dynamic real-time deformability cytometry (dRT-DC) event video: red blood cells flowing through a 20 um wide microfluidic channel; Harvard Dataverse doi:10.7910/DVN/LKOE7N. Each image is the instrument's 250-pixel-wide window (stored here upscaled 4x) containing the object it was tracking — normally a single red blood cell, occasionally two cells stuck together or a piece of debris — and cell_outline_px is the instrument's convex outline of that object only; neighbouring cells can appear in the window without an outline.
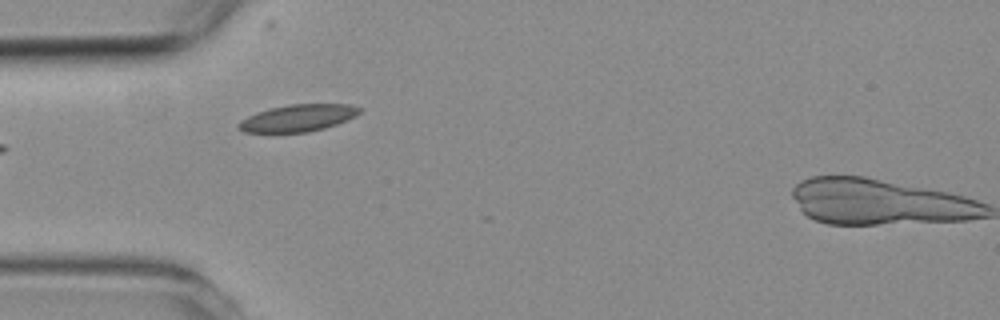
{"species": "common noctule bat (a hibernating species)", "species_latin": "Nyctalus noctula", "temperature_condition": "room temperature", "stored_images_in_passage": 5, "camera_frame_rate_fps": 3000, "um_per_image_px": 0.085, "animal": {"sex": "female", "body_mass_g": 19.3, "forearm_length_mm": 54.1}, "frame": {"image": 1, "passage_image": 1, "time_ms": 0.0, "image_size_px": [1000, 320], "cell_outline_px": [[364, 108], [356, 116], [336, 124], [324, 128], [308, 132], [244, 132], [236, 128], [236, 124], [240, 120], [256, 112], [268, 108], [288, 104], [352, 104]], "centroid_in_image_um": [25.32, 10.02], "position_along_channel_um": 59.7, "area_um2": 19.25}}
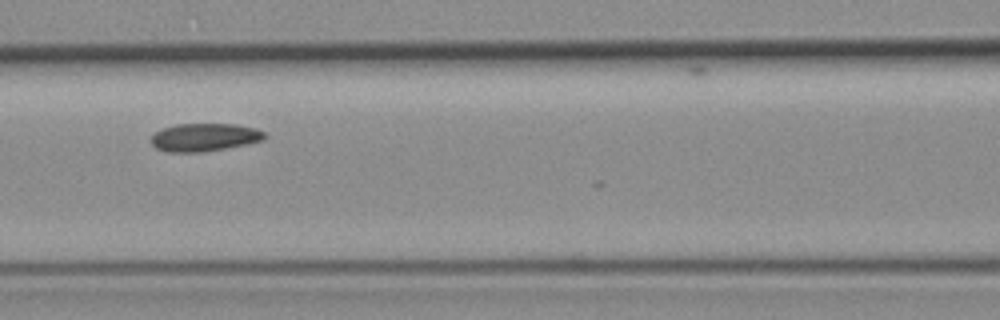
{"frame": {"image": 2, "passage_image": 3, "time_ms": 2.333, "image_size_px": [1000, 320], "cell_outline_px": [[268, 136], [264, 140], [204, 152], [168, 152], [156, 148], [148, 140], [156, 132], [164, 128], [176, 124], [236, 124], [256, 128], [264, 132]], "centroid_in_image_um": [17.37, 11.67], "position_along_channel_um": 149.2, "area_um2": 18.5}}
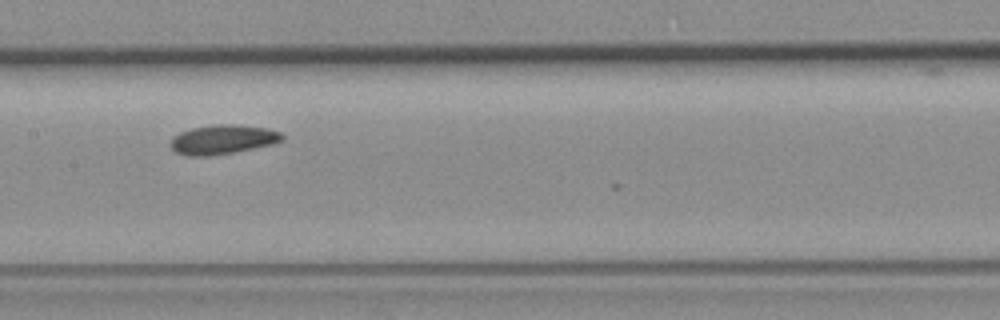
{"frame": {"image": 3, "passage_image": 4, "time_ms": 3.333, "image_size_px": [1000, 320], "cell_outline_px": [[284, 140], [272, 144], [232, 152], [208, 156], [188, 156], [176, 152], [172, 148], [172, 136], [180, 132], [192, 128], [212, 124], [240, 124], [268, 128], [280, 132], [284, 136]], "centroid_in_image_um": [18.95, 11.83], "position_along_channel_um": 188.5, "area_um2": 19.07}}